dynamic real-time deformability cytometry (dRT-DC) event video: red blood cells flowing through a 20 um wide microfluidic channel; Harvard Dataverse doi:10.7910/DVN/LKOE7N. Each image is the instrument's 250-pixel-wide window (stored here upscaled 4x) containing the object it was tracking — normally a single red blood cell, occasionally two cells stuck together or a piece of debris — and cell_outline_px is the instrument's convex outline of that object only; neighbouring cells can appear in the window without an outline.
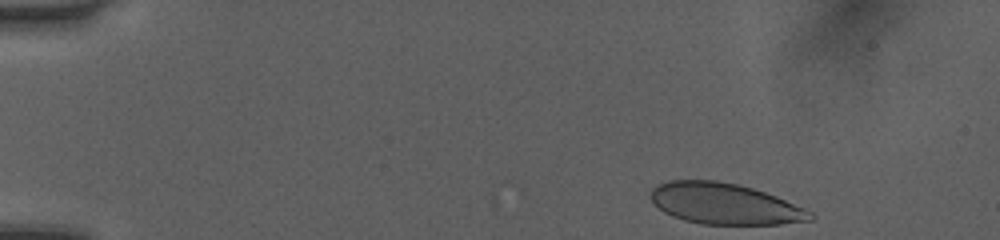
{"species": "human", "species_latin": "Homo sapiens", "temperature_condition": "room temperature", "stored_images_in_passage": 20, "camera_frame_rate_fps": 3000, "um_per_image_px": 0.085, "donor": {"sex": "female"}, "frame": {"image": 1, "passage_image": 1, "time_ms": 0.0, "image_size_px": [1000, 240], "cell_outline_px": [[816, 216], [812, 220], [780, 224], [700, 224], [684, 220], [672, 216], [664, 212], [648, 196], [652, 188], [656, 184], [668, 180], [716, 180], [736, 184], [752, 188], [776, 196], [804, 208], [812, 212]], "centroid_in_image_um": [61.57, 17.32], "position_along_channel_um": 23.4, "area_um2": 38.21}}
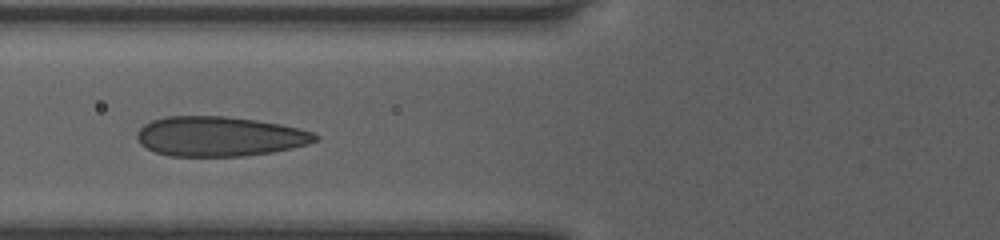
{"frame": {"image": 2, "passage_image": 15, "time_ms": 4.667, "image_size_px": [1000, 240], "cell_outline_px": [[320, 136], [316, 140], [308, 144], [292, 148], [272, 152], [244, 156], [168, 156], [156, 152], [140, 144], [136, 140], [136, 132], [144, 124], [152, 120], [164, 116], [224, 116], [256, 120], [280, 124], [300, 128], [312, 132]], "centroid_in_image_um": [18.63, 11.59], "position_along_channel_um": 107.2, "area_um2": 41.5}}
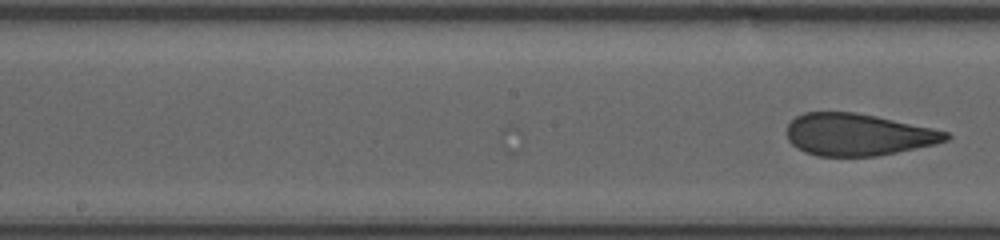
{"frame": {"image": 3, "passage_image": 20, "time_ms": 6.333, "image_size_px": [1000, 240], "cell_outline_px": [[952, 136], [948, 140], [936, 144], [876, 156], [816, 156], [804, 152], [796, 148], [788, 140], [788, 124], [796, 116], [804, 112], [856, 112], [876, 116], [932, 128], [948, 132]], "centroid_in_image_um": [72.92, 11.44], "position_along_channel_um": 175.3, "area_um2": 38.96}}